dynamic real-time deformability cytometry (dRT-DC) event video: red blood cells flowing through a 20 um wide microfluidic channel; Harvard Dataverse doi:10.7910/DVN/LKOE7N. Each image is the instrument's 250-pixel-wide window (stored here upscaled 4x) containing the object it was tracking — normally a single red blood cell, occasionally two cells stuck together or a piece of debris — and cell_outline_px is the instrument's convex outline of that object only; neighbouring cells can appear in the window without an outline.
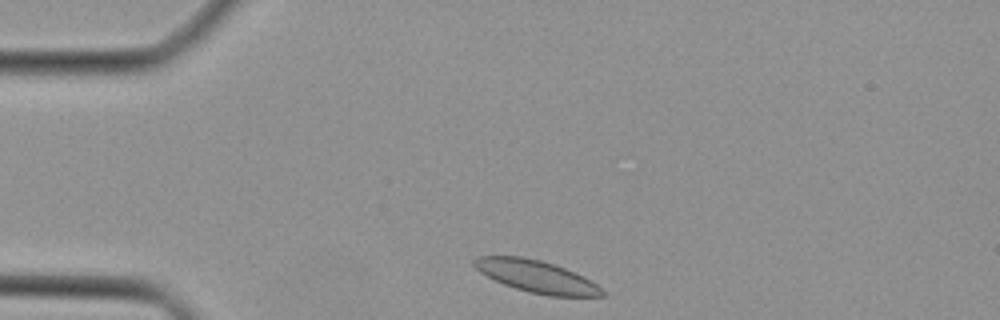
{"species": "Egyptian fruit bat (a non-hibernating species)", "species_latin": "Rousettus aegyptiacus", "temperature_condition": "cold", "stored_images_in_passage": 33, "camera_frame_rate_fps": 3000, "um_per_image_px": 0.085, "animal": {"sex": "female"}, "frame": {"image": 1, "passage_image": 1, "time_ms": 0.0, "image_size_px": [1000, 320], "cell_outline_px": [[608, 296], [548, 296], [528, 292], [504, 284], [480, 272], [472, 264], [472, 260], [476, 256], [520, 256], [540, 260], [564, 268], [584, 276], [596, 284]], "centroid_in_image_um": [45.59, 23.5], "position_along_channel_um": 39.4, "area_um2": 23.81}}
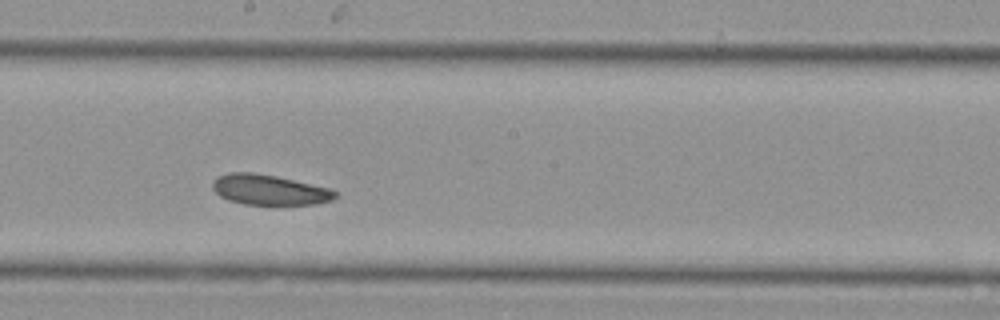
{"frame": {"image": 2, "passage_image": 16, "time_ms": 5.0, "image_size_px": [1000, 320], "cell_outline_px": [[336, 196], [332, 200], [316, 204], [244, 204], [228, 200], [220, 196], [212, 188], [212, 180], [216, 176], [228, 172], [252, 172], [276, 176], [328, 188], [336, 192]], "centroid_in_image_um": [22.82, 16.12], "position_along_channel_um": 225.4, "area_um2": 21.5}}
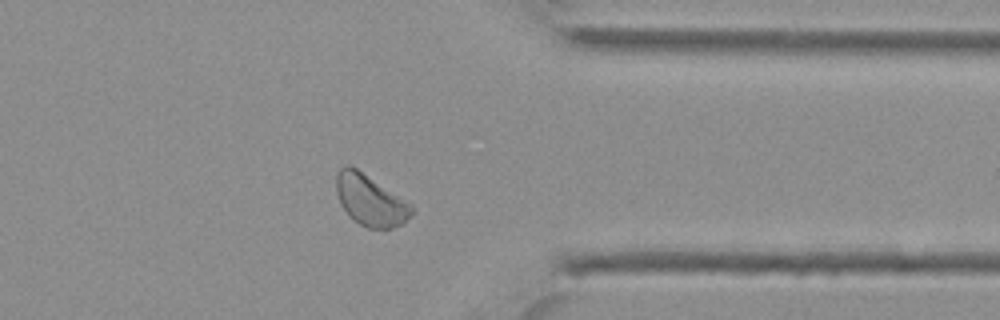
{"frame": {"image": 3, "passage_image": 27, "time_ms": 8.667, "image_size_px": [1000, 320], "cell_outline_px": [[416, 208], [400, 224], [392, 228], [368, 228], [360, 224], [348, 216], [340, 204], [336, 192], [336, 172], [344, 164], [348, 164], [356, 168], [412, 204]], "centroid_in_image_um": [31.43, 17.0], "position_along_channel_um": 380.0, "area_um2": 22.31}}